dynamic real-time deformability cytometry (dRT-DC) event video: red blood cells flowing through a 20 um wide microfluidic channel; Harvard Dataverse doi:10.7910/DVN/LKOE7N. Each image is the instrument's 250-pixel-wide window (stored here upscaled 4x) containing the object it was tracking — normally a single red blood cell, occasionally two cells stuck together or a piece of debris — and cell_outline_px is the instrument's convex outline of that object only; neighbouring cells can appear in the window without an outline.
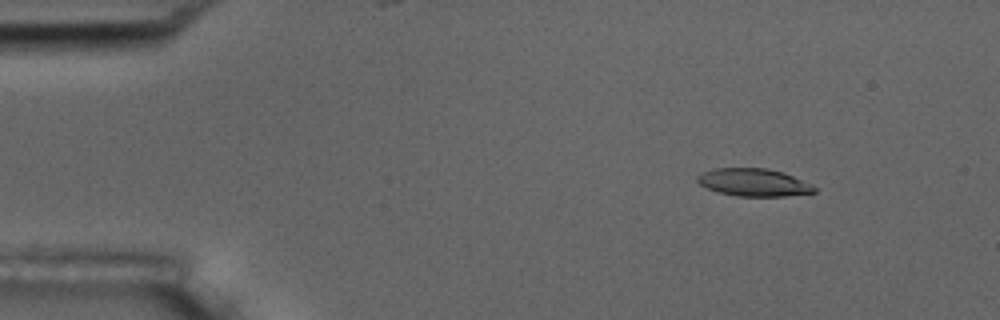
{"species": "common noctule bat (a hibernating species)", "species_latin": "Nyctalus noctula", "temperature_condition": "room temperature", "stored_images_in_passage": 10, "camera_frame_rate_fps": 3000, "um_per_image_px": 0.085, "animal": {"sex": "male", "body_mass_g": 17.5, "forearm_length_mm": 52.3}, "frame": {"image": 1, "passage_image": 1, "time_ms": 0.0, "image_size_px": [1000, 320], "cell_outline_px": [[816, 192], [784, 196], [736, 196], [716, 192], [700, 184], [696, 180], [696, 176], [712, 168], [768, 168], [784, 172], [812, 184], [816, 188]], "centroid_in_image_um": [64.06, 15.5], "position_along_channel_um": 20.9, "area_um2": 18.96}}
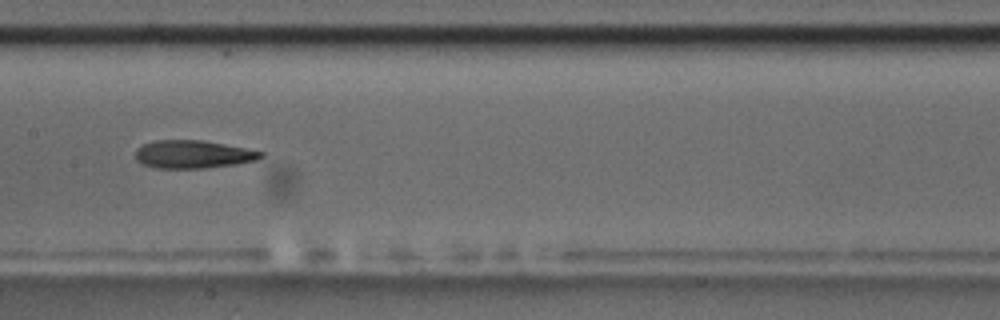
{"frame": {"image": 2, "passage_image": 7, "time_ms": 7.0, "image_size_px": [1000, 320], "cell_outline_px": [[264, 156], [256, 160], [236, 164], [204, 168], [156, 168], [144, 164], [136, 160], [136, 148], [144, 144], [156, 140], [200, 140], [224, 144], [264, 152]], "centroid_in_image_um": [16.4, 13.12], "position_along_channel_um": 191.0, "area_um2": 20.29}}